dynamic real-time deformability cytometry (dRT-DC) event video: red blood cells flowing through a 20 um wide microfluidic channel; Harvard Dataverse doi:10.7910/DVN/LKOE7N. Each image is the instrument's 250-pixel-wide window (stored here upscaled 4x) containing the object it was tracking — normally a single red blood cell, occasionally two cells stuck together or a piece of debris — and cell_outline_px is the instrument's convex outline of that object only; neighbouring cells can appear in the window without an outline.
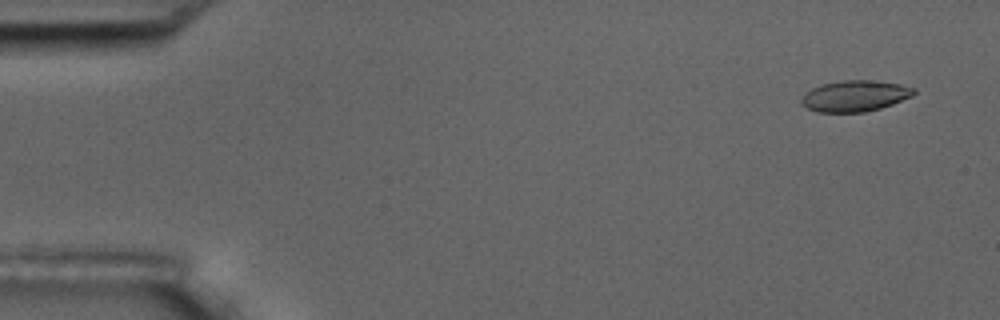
{"species": "common noctule bat (a hibernating species)", "species_latin": "Nyctalus noctula", "temperature_condition": "room temperature", "stored_images_in_passage": 5, "segment_of_instrument_passage": [2, 2], "camera_frame_rate_fps": 3000, "um_per_image_px": 0.085, "animal": {"sex": "male", "body_mass_g": 17.5, "forearm_length_mm": 52.3}, "frame": {"image": 1, "passage_image": 5, "time_ms": 5.667, "image_size_px": [1000, 320], "cell_outline_px": [[916, 92], [912, 96], [892, 104], [880, 108], [864, 112], [816, 112], [808, 108], [800, 100], [812, 88], [820, 84], [844, 80], [864, 80], [900, 84], [916, 88]], "centroid_in_image_um": [72.69, 8.15], "position_along_channel_um": 12.3, "area_um2": 20.11}}